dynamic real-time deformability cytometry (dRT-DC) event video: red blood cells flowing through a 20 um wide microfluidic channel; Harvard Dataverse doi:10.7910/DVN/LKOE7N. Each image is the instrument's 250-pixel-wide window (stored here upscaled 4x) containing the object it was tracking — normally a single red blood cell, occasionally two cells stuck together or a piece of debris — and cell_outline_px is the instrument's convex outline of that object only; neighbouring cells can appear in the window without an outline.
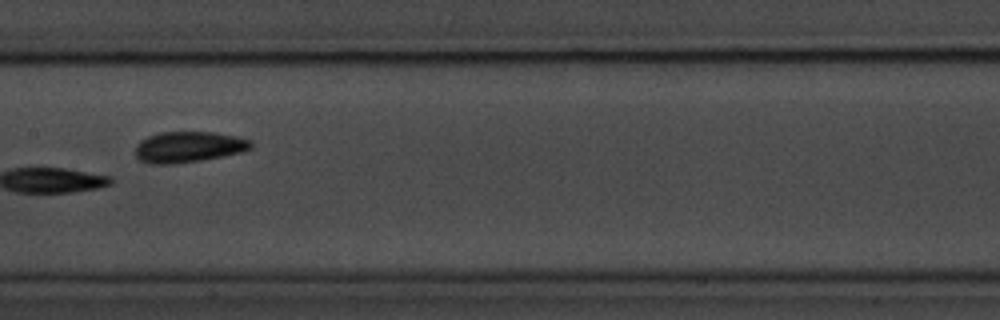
{"species": "common noctule bat (a hibernating species)", "species_latin": "Nyctalus noctula", "temperature_condition": "room temperature", "stored_images_in_passage": 9, "camera_frame_rate_fps": 3000, "um_per_image_px": 0.085, "animal": {"sex": "male", "body_mass_g": 20.1, "forearm_length_mm": 53.5}, "frame": {"image": 1, "passage_image": 8, "time_ms": 8.0, "image_size_px": [1000, 320], "cell_outline_px": [[252, 148], [240, 152], [200, 160], [172, 164], [152, 164], [140, 160], [136, 156], [136, 144], [140, 140], [148, 136], [160, 132], [212, 132], [236, 136], [252, 140]], "centroid_in_image_um": [16.01, 12.48], "position_along_channel_um": 191.4, "area_um2": 20.69}}